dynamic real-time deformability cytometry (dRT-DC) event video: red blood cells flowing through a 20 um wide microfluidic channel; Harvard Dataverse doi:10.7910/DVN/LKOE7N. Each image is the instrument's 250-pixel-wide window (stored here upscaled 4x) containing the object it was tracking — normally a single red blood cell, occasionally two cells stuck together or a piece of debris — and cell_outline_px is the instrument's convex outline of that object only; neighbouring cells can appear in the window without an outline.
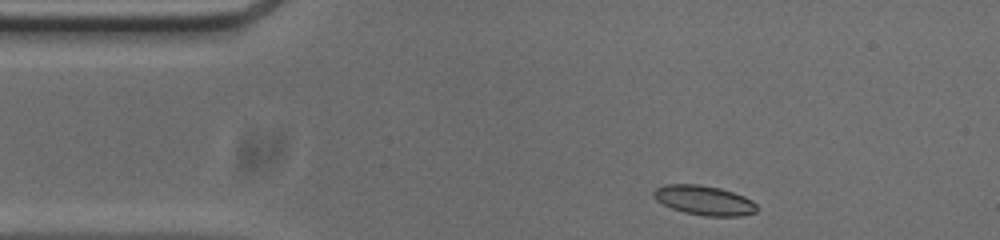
{"species": "common noctule bat (a hibernating species)", "species_latin": "Nyctalus noctula", "temperature_condition": "cold", "stored_images_in_passage": 46, "camera_frame_rate_fps": 3000, "um_per_image_px": 0.085, "animal": {"sex": "male", "body_mass_g": 20.0, "forearm_length_mm": 53.3}, "frame": {"image": 1, "passage_image": 1, "time_ms": 0.0, "image_size_px": [1000, 240], "cell_outline_px": [[756, 212], [740, 216], [704, 216], [684, 212], [672, 208], [656, 200], [652, 196], [652, 192], [656, 188], [664, 184], [696, 184], [720, 188], [744, 196], [752, 200], [756, 204]], "centroid_in_image_um": [59.83, 17.02], "position_along_channel_um": 25.2, "area_um2": 17.74}}
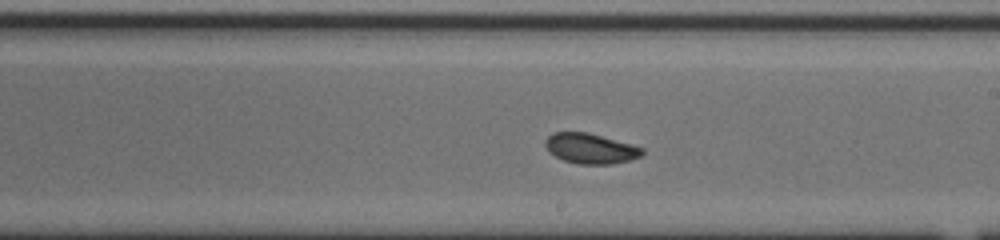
{"frame": {"image": 2, "passage_image": 22, "time_ms": 7.0, "image_size_px": [1000, 240], "cell_outline_px": [[644, 152], [640, 156], [632, 160], [612, 164], [580, 164], [564, 160], [548, 152], [544, 144], [544, 140], [552, 132], [588, 132], [632, 144], [644, 148]], "centroid_in_image_um": [50.19, 12.62], "position_along_channel_um": 238.8, "area_um2": 17.22}}
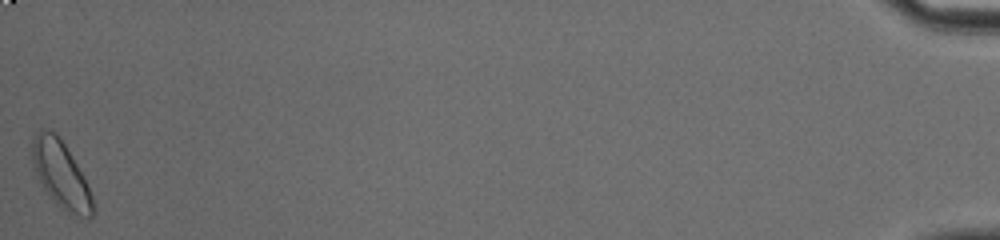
{"frame": {"image": 3, "passage_image": 46, "time_ms": 15.0, "image_size_px": [1000, 240], "cell_outline_px": [[96, 208], [92, 216], [88, 220], [72, 216], [60, 208], [48, 196], [36, 176], [32, 164], [32, 136], [40, 128], [48, 128], [56, 132], [60, 136], [84, 176], [92, 196]], "centroid_in_image_um": [5.18, 14.85], "position_along_channel_um": 430.0, "area_um2": 24.51}, "authors_computed_cell_mechanics": {"area_um2": 17.4845, "velocity_mm_per_s": 3.7627, "shape_relaxation_time_tau1_ms": 3.0359, "shape_relaxation_time_tau2_ms": 4.3061, "deformation_change_tau1": 0.1051, "deformation_change_tau2": 0.0831}}